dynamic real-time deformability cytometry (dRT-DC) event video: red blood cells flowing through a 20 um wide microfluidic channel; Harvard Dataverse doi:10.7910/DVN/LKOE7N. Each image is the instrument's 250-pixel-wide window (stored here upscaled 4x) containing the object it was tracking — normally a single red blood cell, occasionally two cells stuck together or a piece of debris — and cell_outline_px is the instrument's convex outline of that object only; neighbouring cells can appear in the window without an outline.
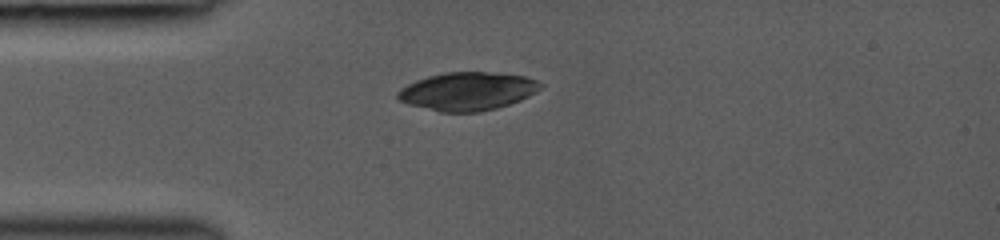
{"species": "common noctule bat (a hibernating species)", "species_latin": "Nyctalus noctula", "temperature_condition": "room temperature", "stored_images_in_passage": 3, "camera_frame_rate_fps": 3000, "um_per_image_px": 0.085, "animal": {"sex": "female", "body_mass_g": 19.0, "forearm_length_mm": 53.3}, "frame": {"image": 1, "passage_image": 1, "time_ms": 0.0, "image_size_px": [1000, 240], "cell_outline_px": [[544, 84], [536, 92], [520, 100], [496, 108], [480, 112], [440, 112], [408, 104], [400, 100], [396, 96], [396, 92], [400, 88], [416, 80], [428, 76], [444, 72], [484, 72], [524, 76], [536, 80]], "centroid_in_image_um": [39.71, 7.76], "position_along_channel_um": 45.3, "area_um2": 31.67}}